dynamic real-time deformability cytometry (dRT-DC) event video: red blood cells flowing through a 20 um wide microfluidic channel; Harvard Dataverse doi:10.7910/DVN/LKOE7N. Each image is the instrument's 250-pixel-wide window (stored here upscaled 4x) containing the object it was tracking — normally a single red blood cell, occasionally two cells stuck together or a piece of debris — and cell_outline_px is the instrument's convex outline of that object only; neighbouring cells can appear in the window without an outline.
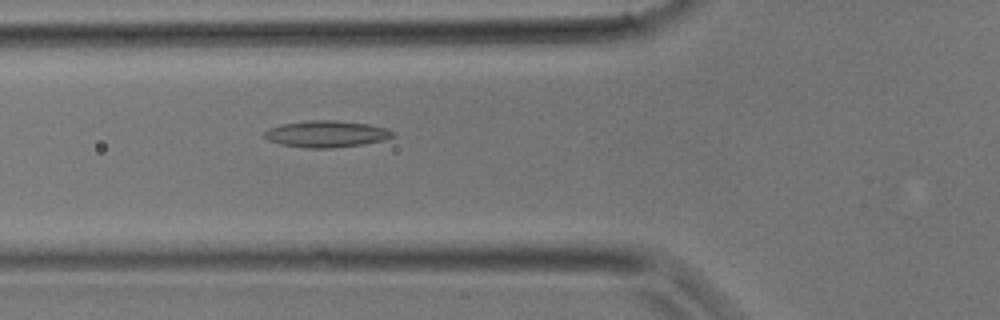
{"species": "common noctule bat (a hibernating species)", "species_latin": "Nyctalus noctula", "temperature_condition": "room temperature", "stored_images_in_passage": 38, "camera_frame_rate_fps": 3000, "um_per_image_px": 0.085, "animal": {"sex": "male", "body_mass_g": 17.9}, "frame": {"image": 1, "passage_image": 14, "time_ms": 4.333, "image_size_px": [1000, 320], "cell_outline_px": [[392, 136], [384, 140], [364, 144], [332, 148], [308, 148], [280, 144], [268, 140], [264, 136], [264, 132], [268, 128], [280, 124], [308, 120], [336, 120], [368, 124], [384, 128], [392, 132]], "centroid_in_image_um": [27.68, 11.38], "position_along_channel_um": 98.1, "area_um2": 19.83}}
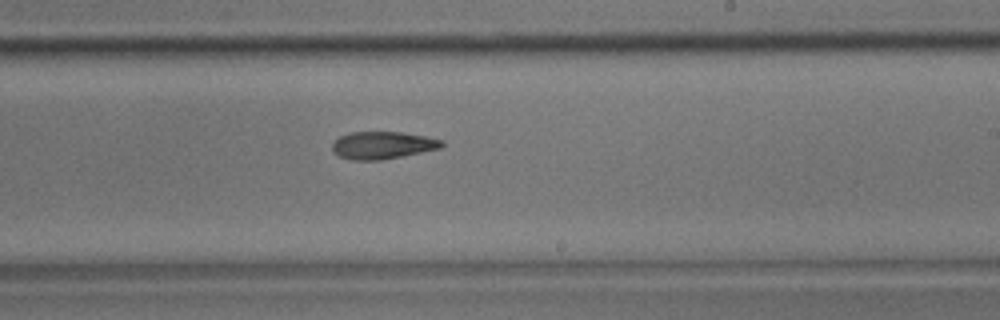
{"frame": {"image": 2, "passage_image": 23, "time_ms": 7.333, "image_size_px": [1000, 320], "cell_outline_px": [[444, 144], [440, 148], [380, 160], [352, 160], [340, 156], [332, 152], [332, 144], [340, 136], [352, 132], [400, 132], [424, 136], [444, 140]], "centroid_in_image_um": [32.5, 12.34], "position_along_channel_um": 256.5, "area_um2": 17.28}}
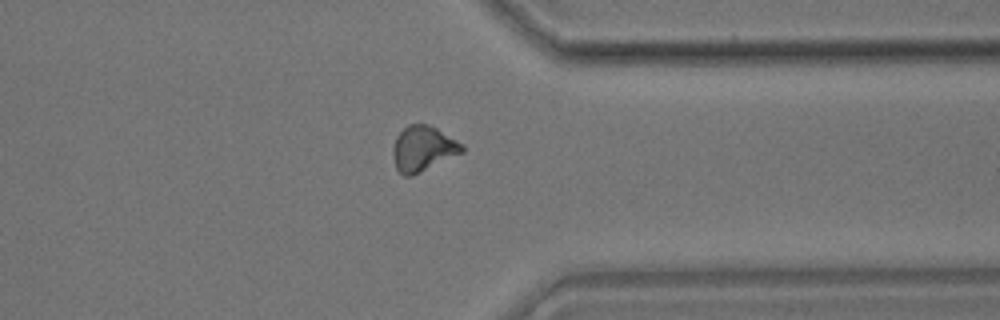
{"frame": {"image": 3, "passage_image": 30, "time_ms": 9.667, "image_size_px": [1000, 320], "cell_outline_px": [[464, 152], [412, 176], [404, 176], [396, 168], [392, 156], [392, 148], [396, 136], [408, 124], [428, 124], [436, 128], [464, 144]], "centroid_in_image_um": [35.95, 12.64], "position_along_channel_um": 375.5, "area_um2": 18.32}}